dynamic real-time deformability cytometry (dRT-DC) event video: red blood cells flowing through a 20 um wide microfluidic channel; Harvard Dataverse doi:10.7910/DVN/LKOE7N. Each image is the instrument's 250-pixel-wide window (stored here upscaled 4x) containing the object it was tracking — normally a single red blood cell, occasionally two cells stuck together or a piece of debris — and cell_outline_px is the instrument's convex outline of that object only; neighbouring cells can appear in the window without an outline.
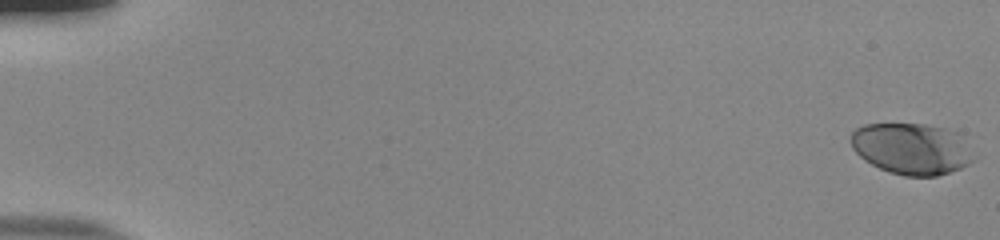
{"species": "human", "species_latin": "Homo sapiens", "temperature_condition": "room temperature", "stored_images_in_passage": 54, "camera_frame_rate_fps": 3000, "um_per_image_px": 0.085, "donor": {"sex": "male"}, "frame": {"image": 1, "passage_image": 1, "time_ms": 0.0, "image_size_px": [1000, 240], "cell_outline_px": [[976, 160], [960, 168], [936, 176], [904, 176], [888, 172], [864, 160], [852, 148], [852, 132], [856, 128], [864, 124], [924, 124], [944, 128], [956, 132]], "centroid_in_image_um": [77.45, 12.65], "position_along_channel_um": 7.5, "area_um2": 36.36}}
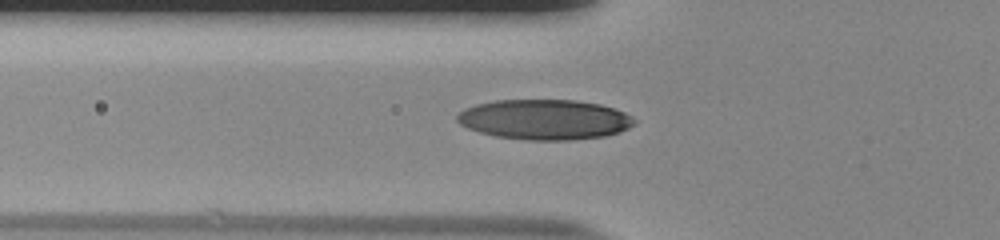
{"frame": {"image": 2, "passage_image": 20, "time_ms": 6.333, "image_size_px": [1000, 240], "cell_outline_px": [[636, 124], [620, 132], [604, 136], [568, 140], [528, 140], [496, 136], [480, 132], [468, 128], [460, 124], [456, 120], [456, 116], [464, 108], [476, 104], [496, 100], [576, 100], [600, 104], [624, 112], [632, 116], [636, 120]], "centroid_in_image_um": [46.3, 10.16], "position_along_channel_um": 79.5, "area_um2": 41.5}}
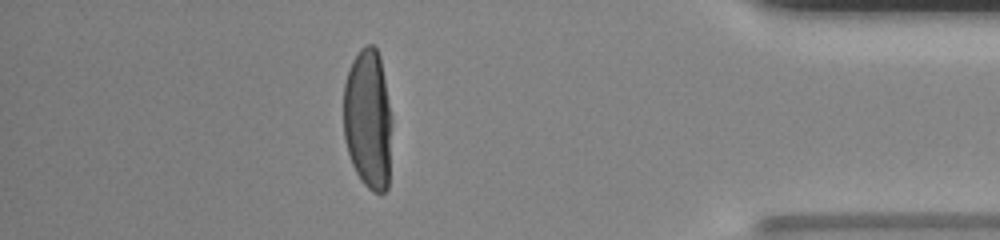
{"frame": {"image": 3, "passage_image": 48, "time_ms": 15.667, "image_size_px": [1000, 240], "cell_outline_px": [[392, 120], [388, 188], [384, 192], [372, 192], [360, 180], [352, 164], [348, 152], [344, 136], [344, 84], [352, 60], [360, 48], [364, 44], [372, 44], [376, 48], [380, 56]], "centroid_in_image_um": [31.29, 10.14], "position_along_channel_um": 403.9, "area_um2": 39.77}, "authors_computed_cell_mechanics": {"area_um2": 40.4022, "velocity_mm_per_s": 3.8238, "shape_relaxation_time_tau1_ms": 3.63, "shape_relaxation_time_tau2_ms": null, "deformation_change_tau1": 0.2204, "deformation_change_tau2": null}}